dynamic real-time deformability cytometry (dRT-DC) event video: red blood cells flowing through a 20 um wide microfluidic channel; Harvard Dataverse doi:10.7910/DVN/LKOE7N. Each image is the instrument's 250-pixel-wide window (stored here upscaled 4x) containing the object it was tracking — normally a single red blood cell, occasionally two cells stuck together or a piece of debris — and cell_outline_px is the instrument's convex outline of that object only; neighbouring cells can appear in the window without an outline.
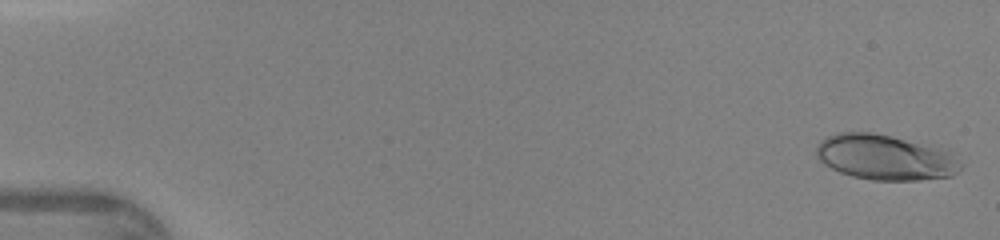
{"species": "human", "species_latin": "Homo sapiens", "temperature_condition": "warm", "stored_images_in_passage": 46, "camera_frame_rate_fps": 3000, "um_per_image_px": 0.085, "donor": {"sex": "female"}, "frame": {"image": 1, "passage_image": 1, "time_ms": 0.0, "image_size_px": [1000, 240], "cell_outline_px": [[964, 164], [952, 176], [920, 180], [872, 180], [852, 176], [840, 172], [824, 164], [816, 156], [816, 148], [820, 140], [836, 132], [872, 132], [940, 144], [956, 152]], "centroid_in_image_um": [75.37, 13.34], "position_along_channel_um": 9.6, "area_um2": 39.54}}
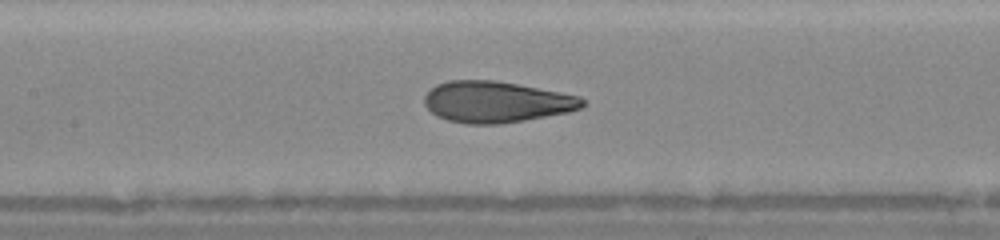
{"frame": {"image": 2, "passage_image": 22, "time_ms": 7.0, "image_size_px": [1000, 240], "cell_outline_px": [[588, 104], [580, 108], [568, 112], [524, 120], [500, 124], [464, 124], [448, 120], [436, 116], [424, 104], [424, 96], [436, 84], [448, 80], [492, 80], [516, 84], [560, 92], [580, 96]], "centroid_in_image_um": [42.17, 8.67], "position_along_channel_um": 165.2, "area_um2": 37.92}}
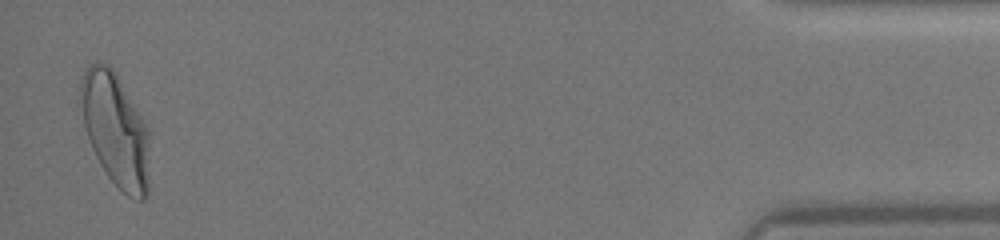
{"frame": {"image": 3, "passage_image": 45, "time_ms": 14.667, "image_size_px": [1000, 240], "cell_outline_px": [[148, 192], [144, 200], [136, 200], [128, 196], [108, 176], [100, 164], [92, 148], [76, 104], [76, 100], [80, 80], [88, 64], [96, 60], [112, 68], [148, 128]], "centroid_in_image_um": [9.74, 10.98], "position_along_channel_um": 425.5, "area_um2": 45.72}}